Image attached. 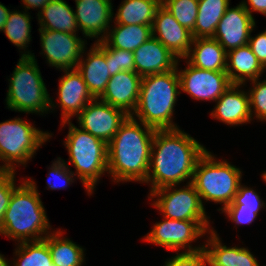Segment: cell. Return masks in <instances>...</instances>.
<instances>
[{"mask_svg":"<svg viewBox=\"0 0 266 266\" xmlns=\"http://www.w3.org/2000/svg\"><path fill=\"white\" fill-rule=\"evenodd\" d=\"M207 151L199 141L177 129L156 130L145 184L150 192L161 187L191 183L198 159Z\"/></svg>","mask_w":266,"mask_h":266,"instance_id":"1","label":"cell"},{"mask_svg":"<svg viewBox=\"0 0 266 266\" xmlns=\"http://www.w3.org/2000/svg\"><path fill=\"white\" fill-rule=\"evenodd\" d=\"M156 129L128 116L108 143V174L114 183H145Z\"/></svg>","mask_w":266,"mask_h":266,"instance_id":"2","label":"cell"},{"mask_svg":"<svg viewBox=\"0 0 266 266\" xmlns=\"http://www.w3.org/2000/svg\"><path fill=\"white\" fill-rule=\"evenodd\" d=\"M37 188L33 179L26 178L13 190L0 235L18 244L42 240L51 233L52 227Z\"/></svg>","mask_w":266,"mask_h":266,"instance_id":"3","label":"cell"},{"mask_svg":"<svg viewBox=\"0 0 266 266\" xmlns=\"http://www.w3.org/2000/svg\"><path fill=\"white\" fill-rule=\"evenodd\" d=\"M181 94L177 66L174 70L142 77L134 119L156 130L177 129L173 122L177 96Z\"/></svg>","mask_w":266,"mask_h":266,"instance_id":"4","label":"cell"},{"mask_svg":"<svg viewBox=\"0 0 266 266\" xmlns=\"http://www.w3.org/2000/svg\"><path fill=\"white\" fill-rule=\"evenodd\" d=\"M10 76L5 98L9 110L37 115L55 110L57 104L47 91L34 53L32 56H20Z\"/></svg>","mask_w":266,"mask_h":266,"instance_id":"5","label":"cell"},{"mask_svg":"<svg viewBox=\"0 0 266 266\" xmlns=\"http://www.w3.org/2000/svg\"><path fill=\"white\" fill-rule=\"evenodd\" d=\"M68 124L69 131L64 139V146L68 151L69 164L72 171L80 179L85 191L90 196L105 173L108 174V144L75 126L72 121L62 122V128Z\"/></svg>","mask_w":266,"mask_h":266,"instance_id":"6","label":"cell"},{"mask_svg":"<svg viewBox=\"0 0 266 266\" xmlns=\"http://www.w3.org/2000/svg\"><path fill=\"white\" fill-rule=\"evenodd\" d=\"M242 171L225 159L219 161L206 151L197 161L191 183L204 206V201L222 204L223 211L229 206L242 181ZM204 199V201H203Z\"/></svg>","mask_w":266,"mask_h":266,"instance_id":"7","label":"cell"},{"mask_svg":"<svg viewBox=\"0 0 266 266\" xmlns=\"http://www.w3.org/2000/svg\"><path fill=\"white\" fill-rule=\"evenodd\" d=\"M52 137L20 117L0 122V169L15 171L20 164L26 167L39 147Z\"/></svg>","mask_w":266,"mask_h":266,"instance_id":"8","label":"cell"},{"mask_svg":"<svg viewBox=\"0 0 266 266\" xmlns=\"http://www.w3.org/2000/svg\"><path fill=\"white\" fill-rule=\"evenodd\" d=\"M210 223L209 221L174 220L163 217V220L156 222L142 240L163 246L166 250L176 253H180L183 249L182 252H195L204 249V245L192 247L191 243L213 230Z\"/></svg>","mask_w":266,"mask_h":266,"instance_id":"9","label":"cell"},{"mask_svg":"<svg viewBox=\"0 0 266 266\" xmlns=\"http://www.w3.org/2000/svg\"><path fill=\"white\" fill-rule=\"evenodd\" d=\"M184 187L177 185L161 187L148 195L155 209L163 217L174 220L210 221L203 206L200 196L192 183Z\"/></svg>","mask_w":266,"mask_h":266,"instance_id":"10","label":"cell"},{"mask_svg":"<svg viewBox=\"0 0 266 266\" xmlns=\"http://www.w3.org/2000/svg\"><path fill=\"white\" fill-rule=\"evenodd\" d=\"M40 44L49 66L62 70L75 69L86 48L87 40L78 34L38 29Z\"/></svg>","mask_w":266,"mask_h":266,"instance_id":"11","label":"cell"},{"mask_svg":"<svg viewBox=\"0 0 266 266\" xmlns=\"http://www.w3.org/2000/svg\"><path fill=\"white\" fill-rule=\"evenodd\" d=\"M179 62L180 59L176 65L180 90L192 99L215 102L232 85L226 72L199 69L187 60L185 61L187 67L180 70Z\"/></svg>","mask_w":266,"mask_h":266,"instance_id":"12","label":"cell"},{"mask_svg":"<svg viewBox=\"0 0 266 266\" xmlns=\"http://www.w3.org/2000/svg\"><path fill=\"white\" fill-rule=\"evenodd\" d=\"M128 116L123 110L94 98L76 118L80 129L108 144Z\"/></svg>","mask_w":266,"mask_h":266,"instance_id":"13","label":"cell"},{"mask_svg":"<svg viewBox=\"0 0 266 266\" xmlns=\"http://www.w3.org/2000/svg\"><path fill=\"white\" fill-rule=\"evenodd\" d=\"M255 22L242 3L228 7L217 25L213 39L227 52L245 46L249 42L250 33L255 29Z\"/></svg>","mask_w":266,"mask_h":266,"instance_id":"14","label":"cell"},{"mask_svg":"<svg viewBox=\"0 0 266 266\" xmlns=\"http://www.w3.org/2000/svg\"><path fill=\"white\" fill-rule=\"evenodd\" d=\"M112 0H75V17L83 38L103 40L113 22ZM111 22V23H110ZM97 39V40H96Z\"/></svg>","mask_w":266,"mask_h":266,"instance_id":"15","label":"cell"},{"mask_svg":"<svg viewBox=\"0 0 266 266\" xmlns=\"http://www.w3.org/2000/svg\"><path fill=\"white\" fill-rule=\"evenodd\" d=\"M151 30L152 36L158 39L176 58L184 60L188 55L193 40L191 32L181 26L162 5L156 11Z\"/></svg>","mask_w":266,"mask_h":266,"instance_id":"16","label":"cell"},{"mask_svg":"<svg viewBox=\"0 0 266 266\" xmlns=\"http://www.w3.org/2000/svg\"><path fill=\"white\" fill-rule=\"evenodd\" d=\"M58 85V107L61 108V123L71 121L94 99L81 73L75 69L62 70Z\"/></svg>","mask_w":266,"mask_h":266,"instance_id":"17","label":"cell"},{"mask_svg":"<svg viewBox=\"0 0 266 266\" xmlns=\"http://www.w3.org/2000/svg\"><path fill=\"white\" fill-rule=\"evenodd\" d=\"M141 80L142 77L136 72H119L110 77L99 99L131 116L138 103Z\"/></svg>","mask_w":266,"mask_h":266,"instance_id":"18","label":"cell"},{"mask_svg":"<svg viewBox=\"0 0 266 266\" xmlns=\"http://www.w3.org/2000/svg\"><path fill=\"white\" fill-rule=\"evenodd\" d=\"M244 85L232 84L216 101L211 117L229 125L237 126L251 123L249 95L240 89Z\"/></svg>","mask_w":266,"mask_h":266,"instance_id":"19","label":"cell"},{"mask_svg":"<svg viewBox=\"0 0 266 266\" xmlns=\"http://www.w3.org/2000/svg\"><path fill=\"white\" fill-rule=\"evenodd\" d=\"M133 53L135 72L141 77L174 70L178 61V58L153 36Z\"/></svg>","mask_w":266,"mask_h":266,"instance_id":"20","label":"cell"},{"mask_svg":"<svg viewBox=\"0 0 266 266\" xmlns=\"http://www.w3.org/2000/svg\"><path fill=\"white\" fill-rule=\"evenodd\" d=\"M84 49L82 57L78 63L77 70L81 73L84 82L87 84L89 92L94 98H99L110 80V67L106 63L105 48L94 42L89 52Z\"/></svg>","mask_w":266,"mask_h":266,"instance_id":"21","label":"cell"},{"mask_svg":"<svg viewBox=\"0 0 266 266\" xmlns=\"http://www.w3.org/2000/svg\"><path fill=\"white\" fill-rule=\"evenodd\" d=\"M208 234L206 244H203L208 258V266H260L257 258L248 248L224 245L214 229L210 230Z\"/></svg>","mask_w":266,"mask_h":266,"instance_id":"22","label":"cell"},{"mask_svg":"<svg viewBox=\"0 0 266 266\" xmlns=\"http://www.w3.org/2000/svg\"><path fill=\"white\" fill-rule=\"evenodd\" d=\"M226 73L231 84L246 85L248 81L259 79L263 66L247 44L227 52Z\"/></svg>","mask_w":266,"mask_h":266,"instance_id":"23","label":"cell"},{"mask_svg":"<svg viewBox=\"0 0 266 266\" xmlns=\"http://www.w3.org/2000/svg\"><path fill=\"white\" fill-rule=\"evenodd\" d=\"M184 59L199 69L226 72L227 51L213 38H193Z\"/></svg>","mask_w":266,"mask_h":266,"instance_id":"24","label":"cell"},{"mask_svg":"<svg viewBox=\"0 0 266 266\" xmlns=\"http://www.w3.org/2000/svg\"><path fill=\"white\" fill-rule=\"evenodd\" d=\"M38 29H47L66 33L79 32L75 12L65 0H51L39 13Z\"/></svg>","mask_w":266,"mask_h":266,"instance_id":"25","label":"cell"},{"mask_svg":"<svg viewBox=\"0 0 266 266\" xmlns=\"http://www.w3.org/2000/svg\"><path fill=\"white\" fill-rule=\"evenodd\" d=\"M61 229L47 235V245L52 262L56 266H82L85 263V250L76 242L64 237Z\"/></svg>","mask_w":266,"mask_h":266,"instance_id":"26","label":"cell"},{"mask_svg":"<svg viewBox=\"0 0 266 266\" xmlns=\"http://www.w3.org/2000/svg\"><path fill=\"white\" fill-rule=\"evenodd\" d=\"M160 6L161 0H123L118 6L113 23L152 26L156 11Z\"/></svg>","mask_w":266,"mask_h":266,"instance_id":"27","label":"cell"},{"mask_svg":"<svg viewBox=\"0 0 266 266\" xmlns=\"http://www.w3.org/2000/svg\"><path fill=\"white\" fill-rule=\"evenodd\" d=\"M111 27L109 28L107 36L103 39V41L111 48L133 52L152 37L150 25L114 24Z\"/></svg>","mask_w":266,"mask_h":266,"instance_id":"28","label":"cell"},{"mask_svg":"<svg viewBox=\"0 0 266 266\" xmlns=\"http://www.w3.org/2000/svg\"><path fill=\"white\" fill-rule=\"evenodd\" d=\"M230 0H198V14L191 32L193 38H213Z\"/></svg>","mask_w":266,"mask_h":266,"instance_id":"29","label":"cell"},{"mask_svg":"<svg viewBox=\"0 0 266 266\" xmlns=\"http://www.w3.org/2000/svg\"><path fill=\"white\" fill-rule=\"evenodd\" d=\"M25 9L24 11H11L9 13L8 19L4 25L3 32L5 33L6 37L9 41L17 46L20 50L21 56H32V52L27 50L29 46V42L32 41L31 37V15ZM27 50V51H26Z\"/></svg>","mask_w":266,"mask_h":266,"instance_id":"30","label":"cell"},{"mask_svg":"<svg viewBox=\"0 0 266 266\" xmlns=\"http://www.w3.org/2000/svg\"><path fill=\"white\" fill-rule=\"evenodd\" d=\"M14 254L13 266H56L52 262L47 236L42 240L18 243Z\"/></svg>","mask_w":266,"mask_h":266,"instance_id":"31","label":"cell"},{"mask_svg":"<svg viewBox=\"0 0 266 266\" xmlns=\"http://www.w3.org/2000/svg\"><path fill=\"white\" fill-rule=\"evenodd\" d=\"M161 5L174 16L181 26L190 32L194 30L198 14V0H161Z\"/></svg>","mask_w":266,"mask_h":266,"instance_id":"32","label":"cell"},{"mask_svg":"<svg viewBox=\"0 0 266 266\" xmlns=\"http://www.w3.org/2000/svg\"><path fill=\"white\" fill-rule=\"evenodd\" d=\"M105 48L106 63H109L110 76L122 71L135 72L134 53L109 47L103 40L98 41Z\"/></svg>","mask_w":266,"mask_h":266,"instance_id":"33","label":"cell"},{"mask_svg":"<svg viewBox=\"0 0 266 266\" xmlns=\"http://www.w3.org/2000/svg\"><path fill=\"white\" fill-rule=\"evenodd\" d=\"M48 169L49 172L46 184L47 188L50 190L65 189L70 184L72 185L76 179L70 166L66 165L65 160L60 157H57L56 160L52 161L51 167L49 166Z\"/></svg>","mask_w":266,"mask_h":266,"instance_id":"34","label":"cell"},{"mask_svg":"<svg viewBox=\"0 0 266 266\" xmlns=\"http://www.w3.org/2000/svg\"><path fill=\"white\" fill-rule=\"evenodd\" d=\"M259 193L254 188L246 185H239L237 193L234 195L232 203L225 209H248L255 210V213L259 215V211L266 208V203L262 198L260 199Z\"/></svg>","mask_w":266,"mask_h":266,"instance_id":"35","label":"cell"},{"mask_svg":"<svg viewBox=\"0 0 266 266\" xmlns=\"http://www.w3.org/2000/svg\"><path fill=\"white\" fill-rule=\"evenodd\" d=\"M250 81L251 88L247 91L249 95L250 112L252 119L266 122V79Z\"/></svg>","mask_w":266,"mask_h":266,"instance_id":"36","label":"cell"},{"mask_svg":"<svg viewBox=\"0 0 266 266\" xmlns=\"http://www.w3.org/2000/svg\"><path fill=\"white\" fill-rule=\"evenodd\" d=\"M15 173L13 170L0 169V233L13 190L17 187Z\"/></svg>","mask_w":266,"mask_h":266,"instance_id":"37","label":"cell"},{"mask_svg":"<svg viewBox=\"0 0 266 266\" xmlns=\"http://www.w3.org/2000/svg\"><path fill=\"white\" fill-rule=\"evenodd\" d=\"M168 258L163 266H206L208 258L206 251L201 249L195 252H180Z\"/></svg>","mask_w":266,"mask_h":266,"instance_id":"38","label":"cell"},{"mask_svg":"<svg viewBox=\"0 0 266 266\" xmlns=\"http://www.w3.org/2000/svg\"><path fill=\"white\" fill-rule=\"evenodd\" d=\"M222 213H225L229 218L228 220L235 223L236 226L252 224L258 216L255 210L248 209H224Z\"/></svg>","mask_w":266,"mask_h":266,"instance_id":"39","label":"cell"},{"mask_svg":"<svg viewBox=\"0 0 266 266\" xmlns=\"http://www.w3.org/2000/svg\"><path fill=\"white\" fill-rule=\"evenodd\" d=\"M248 45L262 66L266 64V29L252 37L250 33Z\"/></svg>","mask_w":266,"mask_h":266,"instance_id":"40","label":"cell"},{"mask_svg":"<svg viewBox=\"0 0 266 266\" xmlns=\"http://www.w3.org/2000/svg\"><path fill=\"white\" fill-rule=\"evenodd\" d=\"M241 3L253 18L252 12H259L266 16V0H243Z\"/></svg>","mask_w":266,"mask_h":266,"instance_id":"41","label":"cell"},{"mask_svg":"<svg viewBox=\"0 0 266 266\" xmlns=\"http://www.w3.org/2000/svg\"><path fill=\"white\" fill-rule=\"evenodd\" d=\"M51 0H21L24 9L29 11L31 9H39L38 13L50 2Z\"/></svg>","mask_w":266,"mask_h":266,"instance_id":"42","label":"cell"},{"mask_svg":"<svg viewBox=\"0 0 266 266\" xmlns=\"http://www.w3.org/2000/svg\"><path fill=\"white\" fill-rule=\"evenodd\" d=\"M10 9L0 2V31L2 32L4 25L8 19Z\"/></svg>","mask_w":266,"mask_h":266,"instance_id":"43","label":"cell"},{"mask_svg":"<svg viewBox=\"0 0 266 266\" xmlns=\"http://www.w3.org/2000/svg\"><path fill=\"white\" fill-rule=\"evenodd\" d=\"M0 266H11L7 258H5L4 255H2L1 253H0Z\"/></svg>","mask_w":266,"mask_h":266,"instance_id":"44","label":"cell"},{"mask_svg":"<svg viewBox=\"0 0 266 266\" xmlns=\"http://www.w3.org/2000/svg\"><path fill=\"white\" fill-rule=\"evenodd\" d=\"M264 173H262L261 177L263 178L262 180H264V182L266 183V171H263Z\"/></svg>","mask_w":266,"mask_h":266,"instance_id":"45","label":"cell"},{"mask_svg":"<svg viewBox=\"0 0 266 266\" xmlns=\"http://www.w3.org/2000/svg\"><path fill=\"white\" fill-rule=\"evenodd\" d=\"M266 71V64L263 66V72Z\"/></svg>","mask_w":266,"mask_h":266,"instance_id":"46","label":"cell"}]
</instances>
